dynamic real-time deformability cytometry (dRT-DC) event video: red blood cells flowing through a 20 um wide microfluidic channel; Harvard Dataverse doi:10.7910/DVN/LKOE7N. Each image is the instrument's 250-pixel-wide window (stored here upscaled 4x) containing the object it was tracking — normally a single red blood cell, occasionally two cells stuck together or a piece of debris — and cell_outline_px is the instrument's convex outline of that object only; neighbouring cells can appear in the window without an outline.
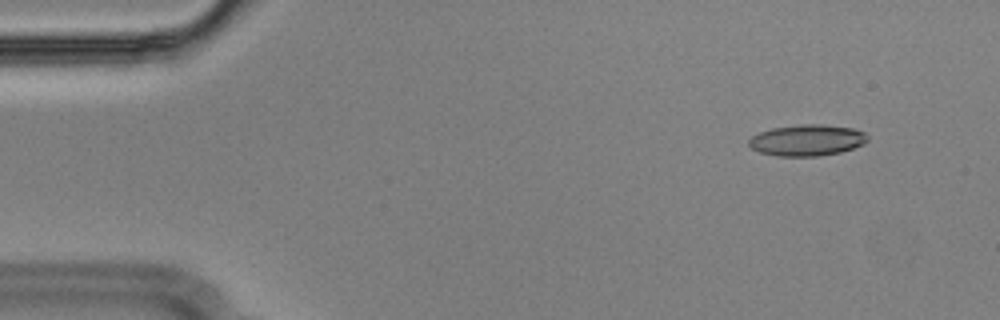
{"species": "Egyptian fruit bat (a non-hibernating species)", "species_latin": "Rousettus aegyptiacus", "temperature_condition": "cold", "stored_images_in_passage": 51, "camera_frame_rate_fps": 3000, "um_per_image_px": 0.085, "animal": {"sex": "male"}, "frame": {"image": 1, "passage_image": 1, "time_ms": 0.0, "image_size_px": [1000, 320], "cell_outline_px": [[868, 140], [864, 144], [840, 152], [820, 156], [776, 156], [760, 152], [752, 148], [748, 144], [748, 140], [752, 136], [760, 132], [772, 128], [800, 124], [820, 124], [852, 128], [864, 132], [868, 136]], "centroid_in_image_um": [68.59, 11.92], "position_along_channel_um": 16.4, "area_um2": 21.62}}
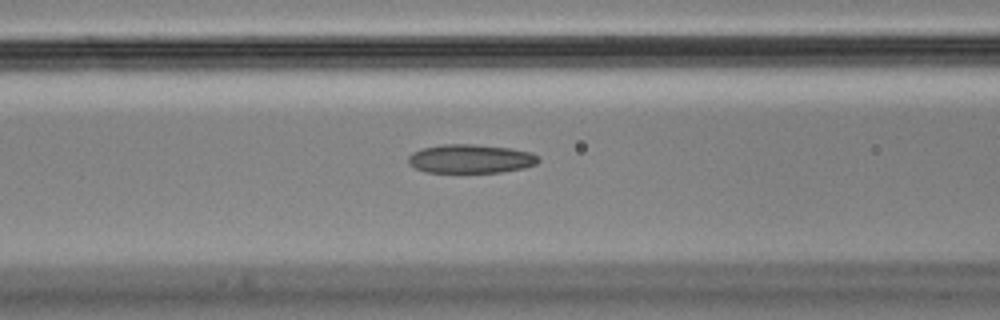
{"frame": {"image": 2, "passage_image": 18, "time_ms": 5.667, "image_size_px": [1000, 320], "cell_outline_px": [[540, 160], [536, 164], [524, 168], [500, 172], [424, 172], [408, 164], [408, 156], [412, 152], [420, 148], [444, 144], [476, 144], [512, 148], [532, 152], [540, 156]], "centroid_in_image_um": [40.01, 13.48], "position_along_channel_um": 126.6, "area_um2": 22.14}}
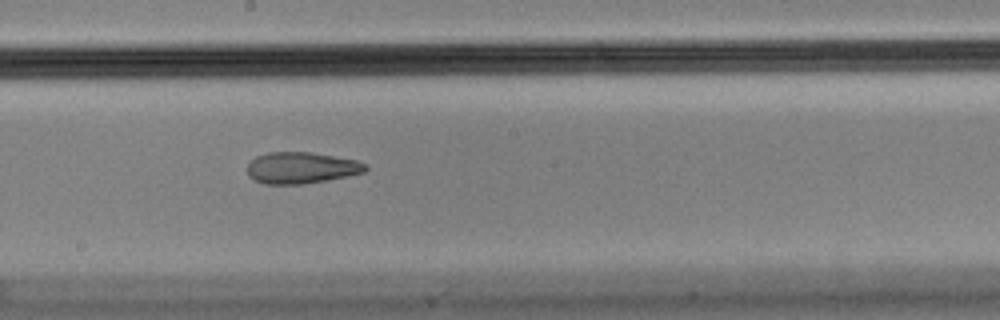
{"frame": {"image": 3, "passage_image": 26, "time_ms": 8.333, "image_size_px": [1000, 320], "cell_outline_px": [[368, 168], [364, 172], [348, 176], [328, 180], [304, 184], [264, 184], [248, 176], [248, 164], [256, 156], [268, 152], [308, 152], [356, 160], [368, 164]], "centroid_in_image_um": [25.62, 14.27], "position_along_channel_um": 222.6, "area_um2": 21.62}, "authors_computed_cell_mechanics": {"area_um2": 22.542, "velocity_mm_per_s": 3.598, "shape_relaxation_time_tau1_ms": null, "shape_relaxation_time_tau2_ms": 2.5687, "deformation_change_tau1": null, "deformation_change_tau2": 0.1054}}